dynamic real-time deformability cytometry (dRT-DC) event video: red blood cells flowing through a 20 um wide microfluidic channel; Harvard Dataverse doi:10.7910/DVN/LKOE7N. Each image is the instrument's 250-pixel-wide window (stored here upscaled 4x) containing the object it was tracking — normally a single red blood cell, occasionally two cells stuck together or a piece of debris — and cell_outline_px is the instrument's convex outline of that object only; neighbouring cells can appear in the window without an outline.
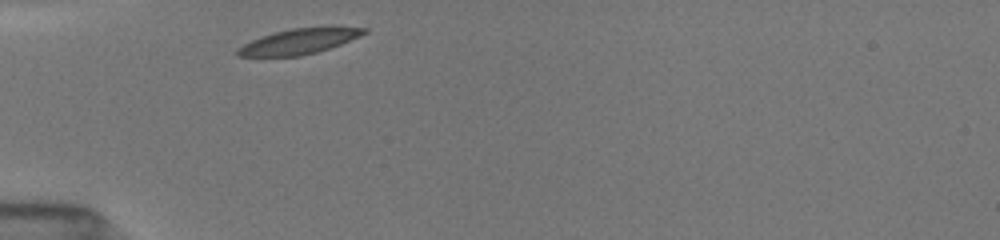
{"species": "common noctule bat (a hibernating species)", "species_latin": "Nyctalus noctula", "temperature_condition": "room temperature", "stored_images_in_passage": 35, "camera_frame_rate_fps": 3000, "um_per_image_px": 0.085, "animal": {"sex": "female", "body_mass_g": 19.5, "forearm_length_mm": 54.1}, "frame": {"image": 1, "passage_image": 1, "time_ms": 0.0, "image_size_px": [1000, 240], "cell_outline_px": [[368, 32], [360, 36], [340, 44], [316, 52], [300, 56], [236, 56], [236, 48], [260, 36], [292, 28], [324, 24], [332, 24], [368, 28]], "centroid_in_image_um": [25.51, 3.46], "position_along_channel_um": 59.5, "area_um2": 19.36}}
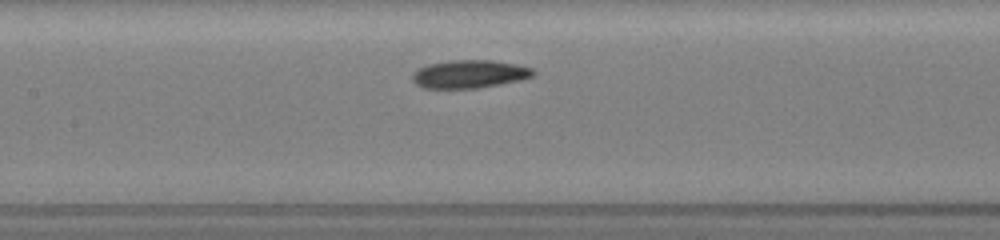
{"frame": {"image": 2, "passage_image": 15, "time_ms": 3.0, "image_size_px": [1000, 240], "cell_outline_px": [[536, 72], [532, 76], [524, 80], [480, 88], [420, 88], [412, 80], [412, 76], [420, 68], [428, 64], [448, 60], [492, 60], [516, 64], [532, 68]], "centroid_in_image_um": [39.94, 6.3], "position_along_channel_um": 167.5, "area_um2": 19.94}}
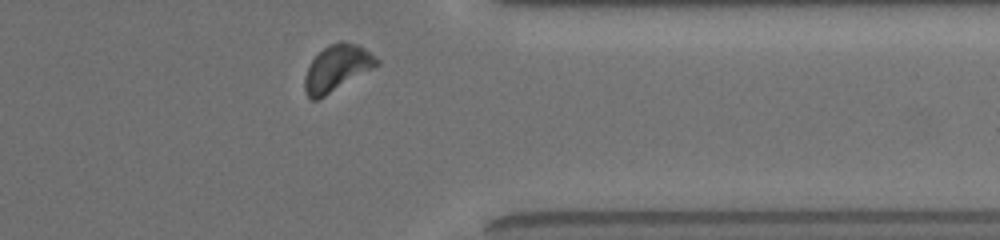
{"frame": {"image": 3, "passage_image": 30, "time_ms": 8.667, "image_size_px": [1000, 240], "cell_outline_px": [[380, 64], [324, 96], [316, 100], [312, 100], [304, 92], [304, 76], [312, 60], [328, 44], [340, 40], [360, 44], [376, 56], [380, 60]], "centroid_in_image_um": [28.66, 5.75], "position_along_channel_um": 382.7, "area_um2": 19.36}, "authors_computed_cell_mechanics": {"area_um2": 19.363, "velocity_mm_per_s": 3.8964, "shape_relaxation_time_tau1_ms": 1.4383, "shape_relaxation_time_tau2_ms": 3.0252, "deformation_change_tau1": 0.0905, "deformation_change_tau2": 0.0789}}